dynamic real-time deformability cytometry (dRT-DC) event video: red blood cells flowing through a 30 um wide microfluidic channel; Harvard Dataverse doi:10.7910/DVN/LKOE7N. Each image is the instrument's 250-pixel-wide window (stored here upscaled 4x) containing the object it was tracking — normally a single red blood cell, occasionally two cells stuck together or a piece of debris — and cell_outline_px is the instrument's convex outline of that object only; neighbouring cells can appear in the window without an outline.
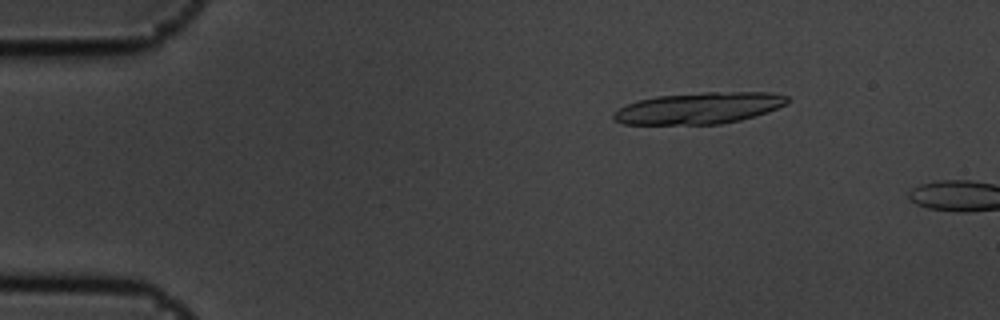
{"species": "common noctule bat (a hibernating species)", "species_latin": "Nyctalus noctula", "temperature_condition": "cold", "stored_images_in_passage": 6, "segment_of_instrument_passage": [2, 2], "camera_frame_rate_fps": 3000, "um_per_image_px": 0.085, "animal": {"sex": "male", "body_mass_g": 19.5, "forearm_length_mm": 54.6}, "frame": {"image": 1, "passage_image": 6, "time_ms": 1.667, "image_size_px": [1000, 320], "cell_outline_px": [[788, 104], [768, 112], [740, 120], [720, 124], [624, 124], [612, 120], [612, 112], [628, 104], [640, 100], [656, 96], [704, 92], [768, 92], [788, 96]], "centroid_in_image_um": [59.42, 9.19], "position_along_channel_um": 25.6, "area_um2": 31.91}}